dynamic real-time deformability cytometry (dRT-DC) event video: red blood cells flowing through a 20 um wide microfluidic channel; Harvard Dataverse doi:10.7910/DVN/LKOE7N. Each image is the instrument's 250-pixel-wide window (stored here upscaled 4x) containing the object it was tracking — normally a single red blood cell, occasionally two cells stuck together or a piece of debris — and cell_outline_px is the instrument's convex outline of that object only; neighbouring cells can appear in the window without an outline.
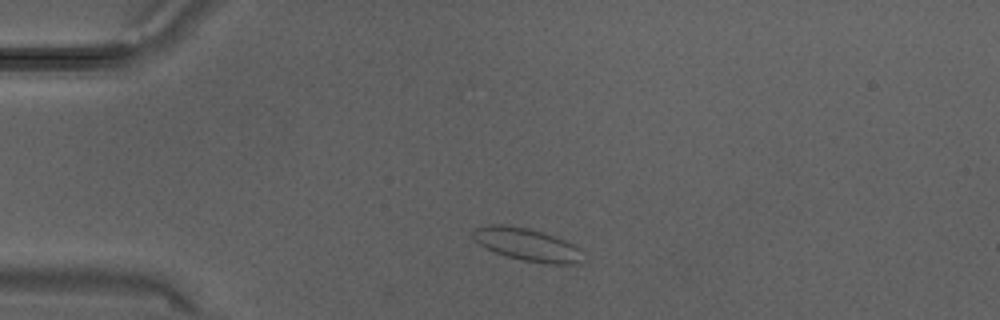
{"species": "Egyptian fruit bat (a non-hibernating species)", "species_latin": "Rousettus aegyptiacus", "temperature_condition": "warm", "stored_images_in_passage": 27, "segment_of_instrument_passage": [1, 2], "camera_frame_rate_fps": 3000, "um_per_image_px": 0.085, "animal": {"sex": "male"}, "frame": {"image": 1, "passage_image": 1, "time_ms": 0.0, "image_size_px": [1000, 320], "cell_outline_px": [[588, 260], [576, 264], [548, 264], [524, 260], [508, 256], [496, 252], [480, 244], [472, 236], [472, 232], [476, 228], [492, 224], [500, 224], [528, 228], [564, 240], [580, 248]], "centroid_in_image_um": [44.89, 20.81], "position_along_channel_um": 40.1, "area_um2": 20.75}}
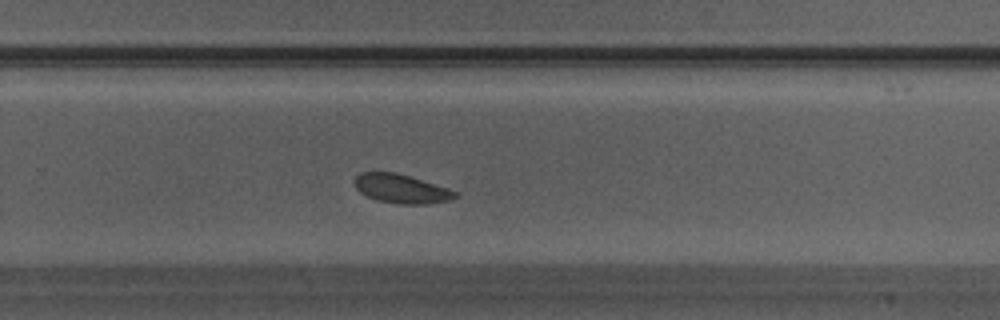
{"frame": {"image": 2, "passage_image": 15, "time_ms": 4.667, "image_size_px": [1000, 320], "cell_outline_px": [[460, 196], [448, 200], [428, 204], [400, 204], [376, 200], [360, 192], [356, 188], [356, 176], [360, 172], [396, 172], [448, 188], [456, 192]], "centroid_in_image_um": [34.12, 16.05], "position_along_channel_um": 295.7, "area_um2": 16.82}}
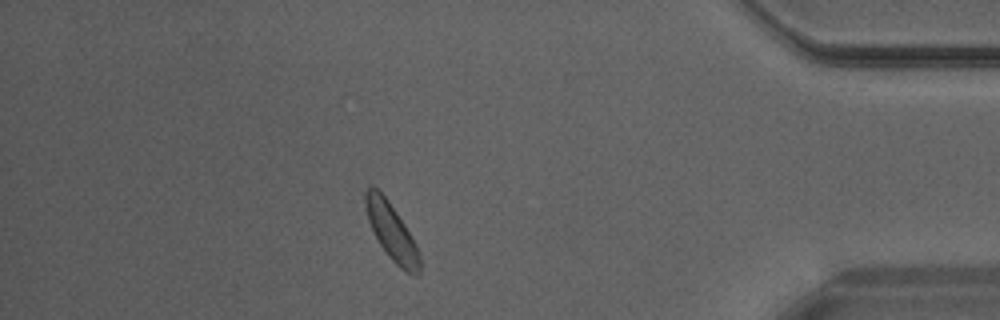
{"frame": {"image": 3, "passage_image": 22, "time_ms": 7.0, "image_size_px": [1000, 320], "cell_outline_px": [[420, 272], [408, 272], [400, 268], [388, 256], [380, 244], [368, 220], [364, 204], [364, 192], [368, 184], [372, 184], [388, 200], [404, 224], [416, 244], [420, 256]], "centroid_in_image_um": [33.24, 19.63], "position_along_channel_um": 402.0, "area_um2": 17.63}}